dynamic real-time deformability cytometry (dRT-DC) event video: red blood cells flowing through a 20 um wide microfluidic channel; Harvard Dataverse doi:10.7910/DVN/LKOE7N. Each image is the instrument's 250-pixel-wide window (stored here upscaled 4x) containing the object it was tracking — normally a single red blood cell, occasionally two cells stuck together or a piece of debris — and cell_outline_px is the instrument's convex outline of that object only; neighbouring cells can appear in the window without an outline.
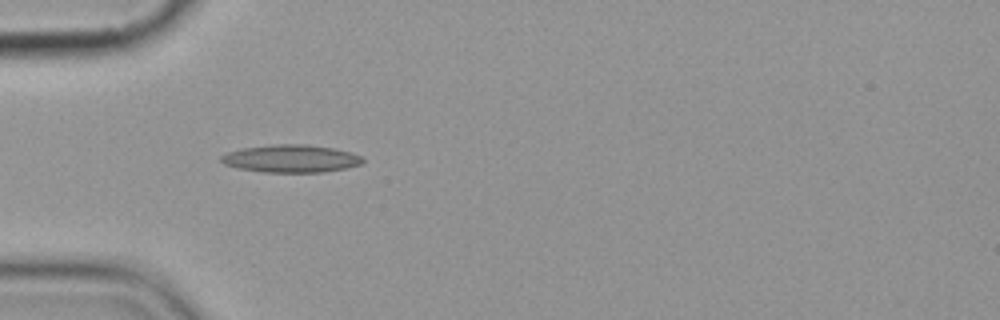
{"species": "common noctule bat (a hibernating species)", "species_latin": "Nyctalus noctula", "temperature_condition": "cold", "stored_images_in_passage": 7, "camera_frame_rate_fps": 3000, "um_per_image_px": 0.085, "animal": {"sex": "female", "body_mass_g": 19.9}, "frame": {"image": 1, "passage_image": 4, "time_ms": 3.333, "image_size_px": [1000, 320], "cell_outline_px": [[364, 160], [360, 164], [344, 168], [320, 172], [264, 172], [240, 168], [224, 164], [220, 160], [220, 156], [228, 152], [240, 148], [280, 144], [304, 144], [332, 148], [352, 152], [360, 156]], "centroid_in_image_um": [24.71, 13.47], "position_along_channel_um": 60.3, "area_um2": 22.54}}
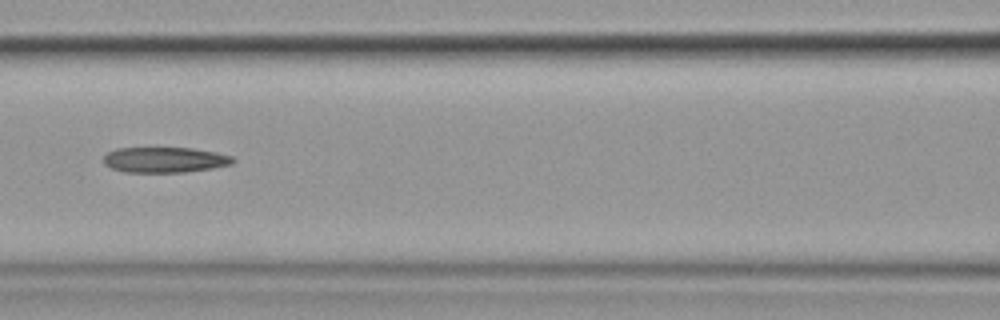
{"frame": {"image": 2, "passage_image": 6, "time_ms": 6.0, "image_size_px": [1000, 320], "cell_outline_px": [[236, 160], [232, 164], [212, 168], [184, 172], [124, 172], [112, 168], [104, 164], [104, 156], [108, 152], [116, 148], [192, 148], [216, 152], [232, 156]], "centroid_in_image_um": [14.01, 13.58], "position_along_channel_um": 152.6, "area_um2": 19.19}}
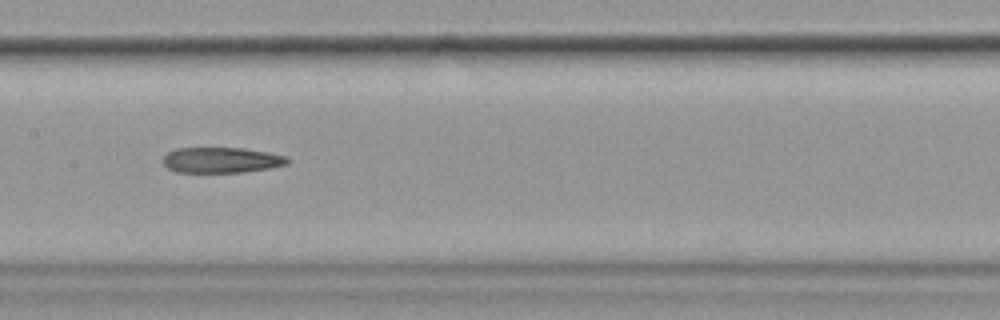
{"frame": {"image": 3, "passage_image": 7, "time_ms": 7.0, "image_size_px": [1000, 320], "cell_outline_px": [[288, 164], [268, 168], [244, 172], [176, 172], [168, 168], [160, 160], [168, 152], [176, 148], [244, 148], [268, 152], [288, 156]], "centroid_in_image_um": [18.8, 13.6], "position_along_channel_um": 188.6, "area_um2": 18.61}}